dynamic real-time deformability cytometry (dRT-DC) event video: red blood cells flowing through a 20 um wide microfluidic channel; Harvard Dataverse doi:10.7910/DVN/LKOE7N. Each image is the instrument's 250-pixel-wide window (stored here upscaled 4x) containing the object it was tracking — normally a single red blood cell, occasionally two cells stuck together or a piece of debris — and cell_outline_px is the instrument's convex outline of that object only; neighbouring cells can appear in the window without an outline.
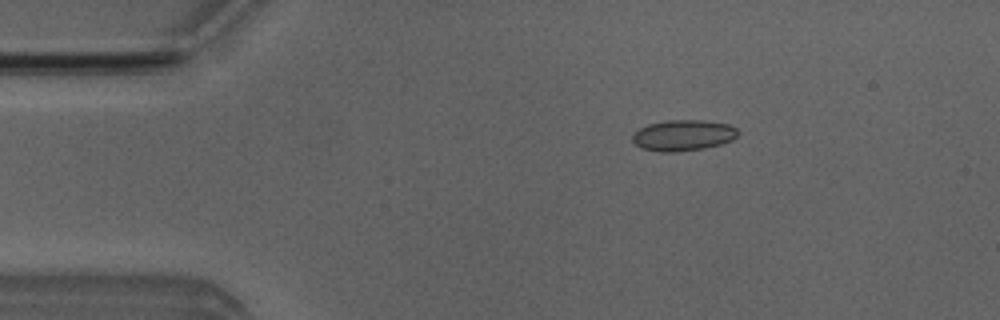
{"species": "Egyptian fruit bat (a non-hibernating species)", "species_latin": "Rousettus aegyptiacus", "temperature_condition": "room temperature", "stored_images_in_passage": 3, "camera_frame_rate_fps": 3000, "um_per_image_px": 0.085, "animal": {"sex": "male"}, "frame": {"image": 1, "passage_image": 1, "time_ms": 0.0, "image_size_px": [1000, 320], "cell_outline_px": [[740, 132], [732, 140], [720, 144], [704, 148], [676, 152], [660, 152], [644, 148], [636, 144], [632, 140], [632, 136], [640, 128], [648, 124], [668, 120], [700, 120], [728, 124], [736, 128]], "centroid_in_image_um": [58.09, 11.5], "position_along_channel_um": 26.9, "area_um2": 18.84}}